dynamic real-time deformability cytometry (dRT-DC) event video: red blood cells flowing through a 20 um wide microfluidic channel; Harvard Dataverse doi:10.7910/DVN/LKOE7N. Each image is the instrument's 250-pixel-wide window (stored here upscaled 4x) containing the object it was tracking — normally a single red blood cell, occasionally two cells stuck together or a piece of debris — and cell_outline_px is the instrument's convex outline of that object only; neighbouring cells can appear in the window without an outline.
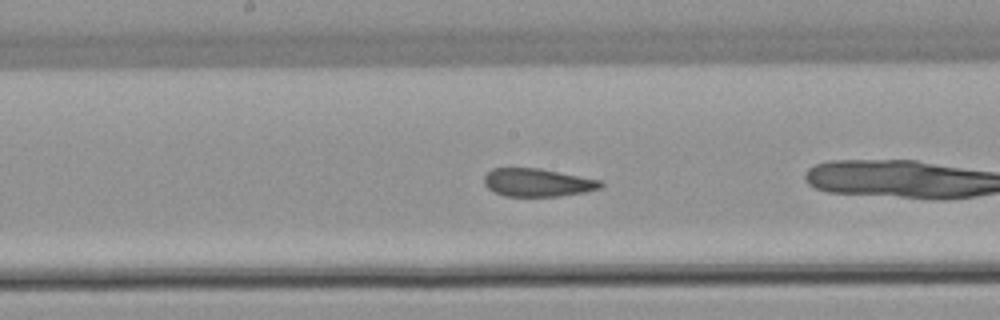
{"species": "common noctule bat (a hibernating species)", "species_latin": "Nyctalus noctula", "temperature_condition": "warm", "stored_images_in_passage": 25, "camera_frame_rate_fps": 3000, "um_per_image_px": 0.085, "animal": {"sex": "female", "body_mass_g": 22.7, "forearm_length_mm": 54.2}, "frame": {"image": 1, "passage_image": 11, "time_ms": 3.333, "image_size_px": [1000, 320], "cell_outline_px": [[604, 184], [600, 188], [584, 192], [560, 196], [504, 196], [488, 188], [484, 184], [484, 176], [492, 168], [540, 168], [604, 180]], "centroid_in_image_um": [45.73, 15.51], "position_along_channel_um": 202.5, "area_um2": 19.19}}